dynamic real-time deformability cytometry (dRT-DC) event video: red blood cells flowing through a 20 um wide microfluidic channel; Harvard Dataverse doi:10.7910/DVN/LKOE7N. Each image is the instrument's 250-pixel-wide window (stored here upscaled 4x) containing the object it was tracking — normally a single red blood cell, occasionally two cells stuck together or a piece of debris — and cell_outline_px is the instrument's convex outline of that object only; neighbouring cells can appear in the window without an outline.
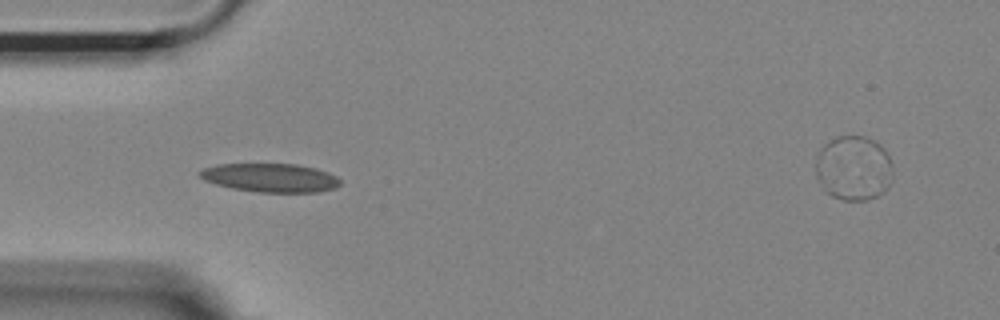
{"species": "Egyptian fruit bat (a non-hibernating species)", "species_latin": "Rousettus aegyptiacus", "temperature_condition": "room temperature", "stored_images_in_passage": 40, "segment_of_instrument_passage": [1, 2], "camera_frame_rate_fps": 3000, "um_per_image_px": 0.085, "animal": {"sex": "female"}, "frame": {"image": 1, "passage_image": 1, "time_ms": 0.0, "image_size_px": [1000, 320], "cell_outline_px": [[340, 184], [336, 188], [320, 192], [260, 192], [232, 188], [216, 184], [204, 180], [196, 172], [204, 168], [216, 164], [296, 164], [316, 168], [328, 172], [336, 176], [340, 180]], "centroid_in_image_um": [22.99, 15.1], "position_along_channel_um": 62.0, "area_um2": 23.52}}
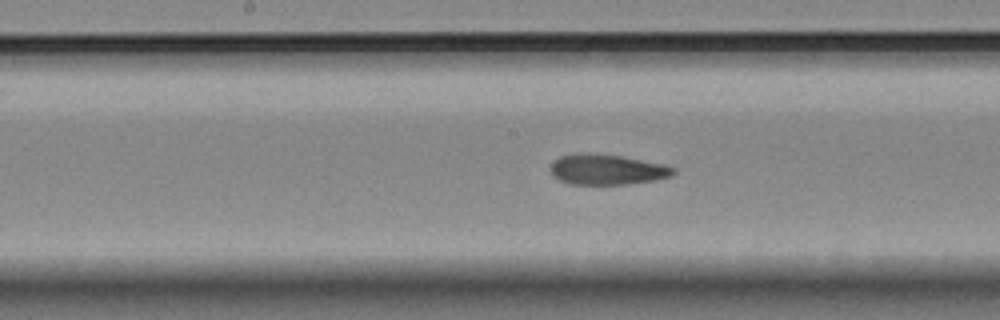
{"frame": {"image": 2, "passage_image": 12, "time_ms": 3.667, "image_size_px": [1000, 320], "cell_outline_px": [[676, 172], [672, 176], [656, 180], [628, 184], [572, 184], [560, 180], [552, 176], [552, 164], [560, 156], [576, 152], [592, 152], [620, 156], [664, 164], [676, 168]], "centroid_in_image_um": [51.62, 14.4], "position_along_channel_um": 196.6, "area_um2": 21.91}}
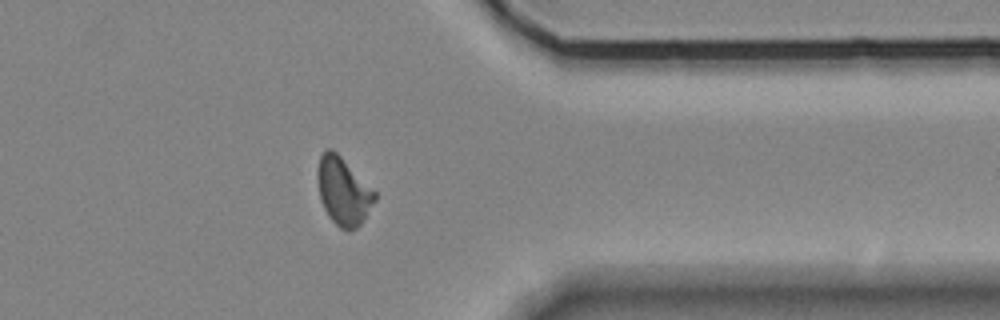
{"frame": {"image": 3, "passage_image": 28, "time_ms": 9.0, "image_size_px": [1000, 320], "cell_outline_px": [[376, 200], [360, 224], [356, 228], [348, 232], [340, 228], [328, 216], [320, 200], [316, 180], [316, 172], [320, 156], [328, 148], [332, 148], [376, 192]], "centroid_in_image_um": [29.15, 16.27], "position_along_channel_um": 382.3, "area_um2": 22.54}}